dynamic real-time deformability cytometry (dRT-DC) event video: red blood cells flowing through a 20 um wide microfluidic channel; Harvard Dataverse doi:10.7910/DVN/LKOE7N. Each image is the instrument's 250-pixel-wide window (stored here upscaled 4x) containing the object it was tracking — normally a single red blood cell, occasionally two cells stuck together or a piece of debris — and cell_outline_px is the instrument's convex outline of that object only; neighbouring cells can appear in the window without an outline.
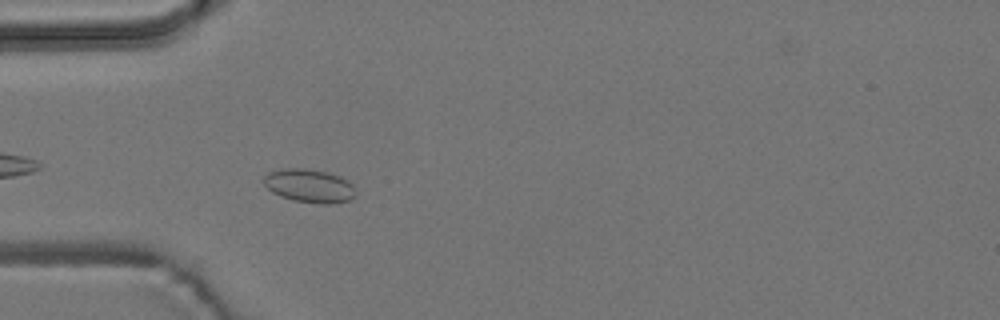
{"species": "common noctule bat (a hibernating species)", "species_latin": "Nyctalus noctula", "temperature_condition": "room temperature", "stored_images_in_passage": 7, "camera_frame_rate_fps": 3000, "um_per_image_px": 0.085, "animal": {"sex": "male", "body_mass_g": 19.2, "forearm_length_mm": 51.8}, "frame": {"image": 1, "passage_image": 7, "time_ms": 8.333, "image_size_px": [1000, 320], "cell_outline_px": [[356, 196], [352, 200], [332, 204], [316, 204], [292, 200], [280, 196], [272, 192], [264, 184], [264, 176], [268, 172], [280, 168], [304, 168], [328, 172], [340, 176], [348, 180], [352, 184], [356, 192]], "centroid_in_image_um": [26.32, 15.8], "position_along_channel_um": 58.7, "area_um2": 18.32}}